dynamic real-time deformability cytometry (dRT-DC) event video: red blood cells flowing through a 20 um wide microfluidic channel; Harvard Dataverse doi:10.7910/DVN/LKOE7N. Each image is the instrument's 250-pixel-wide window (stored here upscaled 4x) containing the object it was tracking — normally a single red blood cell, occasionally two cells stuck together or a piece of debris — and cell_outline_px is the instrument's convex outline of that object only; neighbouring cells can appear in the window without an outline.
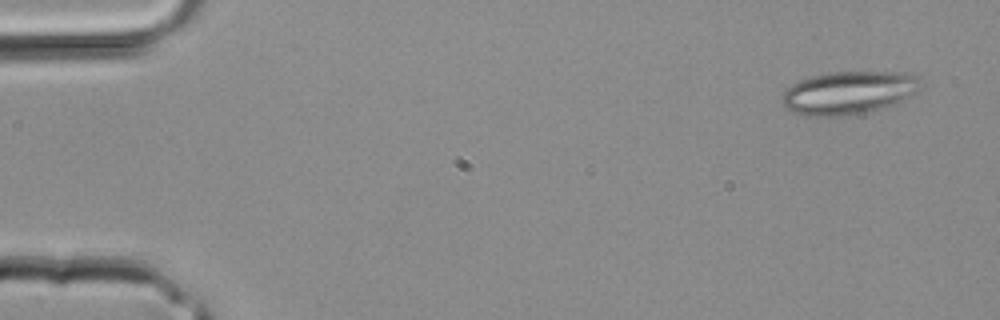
{"species": "common noctule bat (a hibernating species)", "species_latin": "Nyctalus noctula", "temperature_condition": "room temperature", "stored_images_in_passage": 2, "camera_frame_rate_fps": 3000, "um_per_image_px": 0.085, "animal": {"sex": "male", "body_mass_g": 20.4}, "frame": {"image": 1, "passage_image": 2, "time_ms": 0.333, "image_size_px": [1000, 320], "cell_outline_px": [[920, 88], [916, 92], [904, 100], [896, 104], [884, 108], [848, 116], [804, 116], [792, 112], [784, 104], [784, 92], [792, 84], [800, 80], [812, 76], [828, 72], [904, 72], [916, 76]], "centroid_in_image_um": [72.15, 7.89], "position_along_channel_um": 12.8, "area_um2": 34.68}}